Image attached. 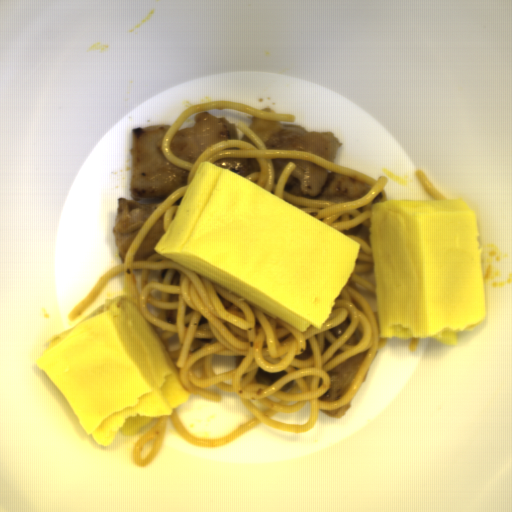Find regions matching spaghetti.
I'll return each mask as SVG.
<instances>
[{
  "instance_id": "1",
  "label": "spaghetti",
  "mask_w": 512,
  "mask_h": 512,
  "mask_svg": "<svg viewBox=\"0 0 512 512\" xmlns=\"http://www.w3.org/2000/svg\"><path fill=\"white\" fill-rule=\"evenodd\" d=\"M208 110H238L250 117L275 122H295L293 114H268L235 101H206L188 107L169 127L162 153L173 166L188 169L187 183L165 197L139 228L125 260L112 266L69 312L76 321L94 299L119 274L128 286L127 299L135 304L178 369L185 390L197 398L222 402L209 388L213 385L242 399L253 417L218 439L196 438L183 424L179 411L172 409L174 430L200 448H220L254 428L264 425L284 432L310 431L322 410L338 409L351 402L359 390L376 354L389 338L380 337L378 287L371 243V208L387 201L385 175L372 177L317 155L302 151L270 150L250 126L238 122L239 140H224L202 152L194 163L174 156L170 142L191 115ZM226 158L257 160L261 171L245 178L277 197L361 243L356 267L336 305L319 331L312 326L299 332L256 304L195 274L157 253L147 260L133 257L153 222L164 212L165 227L174 218L187 185L200 162ZM308 160L324 169L371 185L367 196L352 202L302 198L285 190L295 170L289 162L278 183H274L271 159ZM351 320L339 337L329 328ZM364 333L358 346L344 345L356 328ZM368 350V355L350 389L338 400L319 401L330 388L327 370ZM266 373L287 371L272 385L257 382V368Z\"/></svg>"
},
{
  "instance_id": "2",
  "label": "spaghetti",
  "mask_w": 512,
  "mask_h": 512,
  "mask_svg": "<svg viewBox=\"0 0 512 512\" xmlns=\"http://www.w3.org/2000/svg\"><path fill=\"white\" fill-rule=\"evenodd\" d=\"M167 433V416L157 417V421L136 441L131 460L136 466H148L163 447Z\"/></svg>"
},
{
  "instance_id": "3",
  "label": "spaghetti",
  "mask_w": 512,
  "mask_h": 512,
  "mask_svg": "<svg viewBox=\"0 0 512 512\" xmlns=\"http://www.w3.org/2000/svg\"><path fill=\"white\" fill-rule=\"evenodd\" d=\"M423 191L434 200H447L430 182L425 172L417 170L415 173Z\"/></svg>"
},
{
  "instance_id": "4",
  "label": "spaghetti",
  "mask_w": 512,
  "mask_h": 512,
  "mask_svg": "<svg viewBox=\"0 0 512 512\" xmlns=\"http://www.w3.org/2000/svg\"><path fill=\"white\" fill-rule=\"evenodd\" d=\"M420 343L421 338H411L409 350L415 353L419 349Z\"/></svg>"
}]
</instances>
